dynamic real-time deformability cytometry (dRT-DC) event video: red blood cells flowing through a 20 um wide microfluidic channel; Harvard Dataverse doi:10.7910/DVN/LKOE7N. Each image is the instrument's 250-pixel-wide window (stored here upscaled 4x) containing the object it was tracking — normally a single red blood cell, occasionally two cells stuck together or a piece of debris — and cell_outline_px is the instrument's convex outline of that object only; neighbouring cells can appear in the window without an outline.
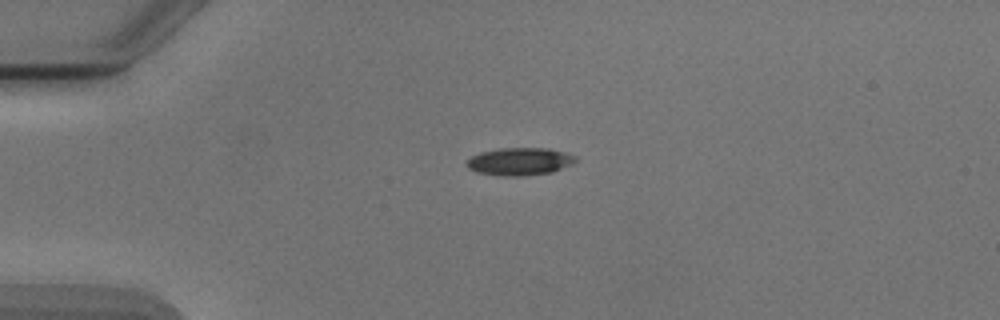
{"species": "Egyptian fruit bat (a non-hibernating species)", "species_latin": "Rousettus aegyptiacus", "temperature_condition": "cold", "stored_images_in_passage": 41, "camera_frame_rate_fps": 3000, "um_per_image_px": 0.085, "animal": {"sex": "male"}, "frame": {"image": 1, "passage_image": 1, "time_ms": 0.0, "image_size_px": [1000, 320], "cell_outline_px": [[576, 160], [572, 164], [552, 172], [520, 176], [500, 176], [476, 172], [468, 168], [464, 164], [472, 156], [480, 152], [496, 148], [548, 148], [564, 152], [576, 156]], "centroid_in_image_um": [44.14, 13.72], "position_along_channel_um": 40.9, "area_um2": 17.63}}
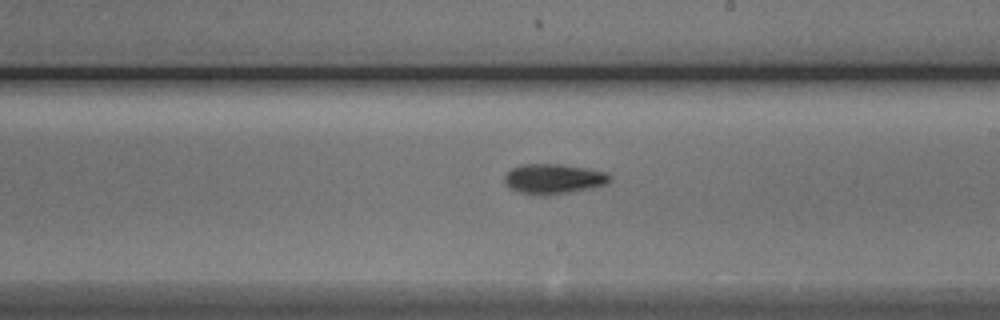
{"frame": {"image": 2, "passage_image": 19, "time_ms": 6.0, "image_size_px": [1000, 320], "cell_outline_px": [[612, 180], [604, 184], [592, 188], [544, 196], [540, 196], [520, 192], [512, 188], [504, 180], [504, 176], [512, 168], [520, 164], [560, 164], [608, 172], [612, 176]], "centroid_in_image_um": [47.08, 15.2], "position_along_channel_um": 241.9, "area_um2": 18.32}}
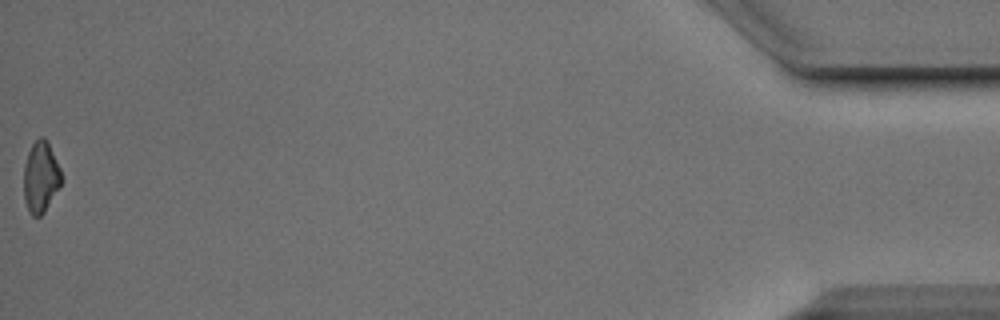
{"frame": {"image": 3, "passage_image": 41, "time_ms": 13.333, "image_size_px": [1000, 320], "cell_outline_px": [[60, 184], [44, 212], [40, 216], [32, 216], [24, 200], [24, 164], [28, 152], [32, 144], [40, 136], [44, 136], [48, 140], [60, 168]], "centroid_in_image_um": [3.44, 15.0], "position_along_channel_um": 431.8, "area_um2": 15.37}, "authors_computed_cell_mechanics": {"area_um2": 17.1666, "velocity_mm_per_s": 3.9004, "shape_relaxation_time_tau1_ms": 2.8289, "shape_relaxation_time_tau2_ms": 3.9234, "deformation_change_tau1": 0.115, "deformation_change_tau2": 0.1}}